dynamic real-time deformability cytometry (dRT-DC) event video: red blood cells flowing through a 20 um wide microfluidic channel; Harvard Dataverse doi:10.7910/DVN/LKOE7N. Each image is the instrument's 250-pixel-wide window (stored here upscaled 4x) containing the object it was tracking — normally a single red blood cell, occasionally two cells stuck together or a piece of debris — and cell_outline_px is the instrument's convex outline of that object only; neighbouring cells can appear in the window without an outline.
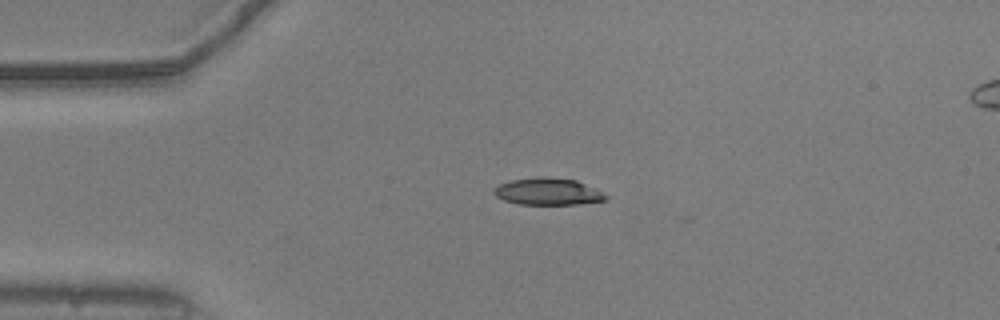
{"species": "common noctule bat (a hibernating species)", "species_latin": "Nyctalus noctula", "temperature_condition": "warm", "stored_images_in_passage": 36, "camera_frame_rate_fps": 3000, "um_per_image_px": 0.085, "animal": {"sex": "male", "body_mass_g": 20.5, "forearm_length_mm": 52.5}, "frame": {"image": 1, "passage_image": 1, "time_ms": 0.0, "image_size_px": [1000, 320], "cell_outline_px": [[608, 200], [576, 204], [516, 204], [504, 200], [496, 196], [492, 192], [492, 188], [500, 184], [512, 180], [540, 176], [548, 176], [576, 180], [608, 196]], "centroid_in_image_um": [46.52, 16.28], "position_along_channel_um": 38.5, "area_um2": 17.51}}
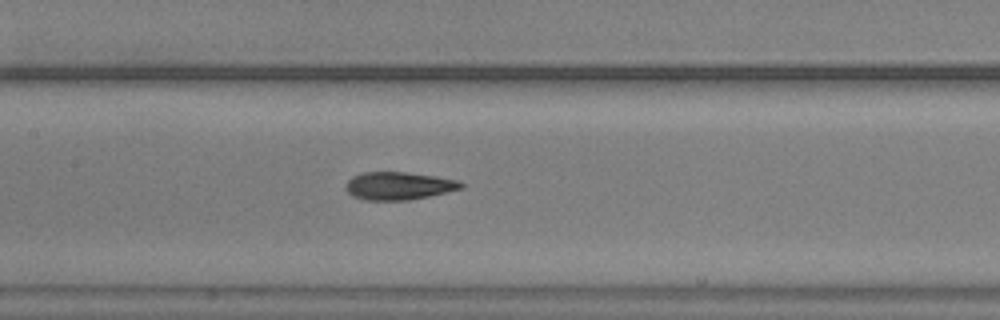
{"frame": {"image": 2, "passage_image": 14, "time_ms": 4.333, "image_size_px": [1000, 320], "cell_outline_px": [[464, 188], [428, 196], [408, 200], [364, 200], [352, 196], [344, 188], [348, 180], [352, 176], [360, 172], [408, 172], [436, 176], [460, 180], [464, 184]], "centroid_in_image_um": [33.88, 15.79], "position_along_channel_um": 173.5, "area_um2": 18.9}}
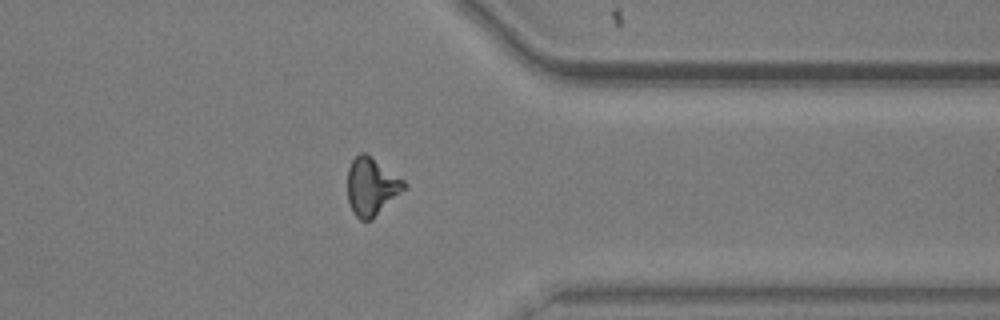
{"frame": {"image": 3, "passage_image": 31, "time_ms": 10.0, "image_size_px": [1000, 320], "cell_outline_px": [[408, 188], [372, 220], [360, 220], [352, 212], [348, 200], [348, 168], [352, 160], [360, 152], [364, 152], [404, 180], [408, 184]], "centroid_in_image_um": [31.61, 15.89], "position_along_channel_um": 379.8, "area_um2": 19.19}, "authors_computed_cell_mechanics": {"area_um2": 18.9006, "velocity_mm_per_s": 3.7839, "shape_relaxation_time_tau1_ms": null, "shape_relaxation_time_tau2_ms": 2.1518, "deformation_change_tau1": null, "deformation_change_tau2": 0.1086}}